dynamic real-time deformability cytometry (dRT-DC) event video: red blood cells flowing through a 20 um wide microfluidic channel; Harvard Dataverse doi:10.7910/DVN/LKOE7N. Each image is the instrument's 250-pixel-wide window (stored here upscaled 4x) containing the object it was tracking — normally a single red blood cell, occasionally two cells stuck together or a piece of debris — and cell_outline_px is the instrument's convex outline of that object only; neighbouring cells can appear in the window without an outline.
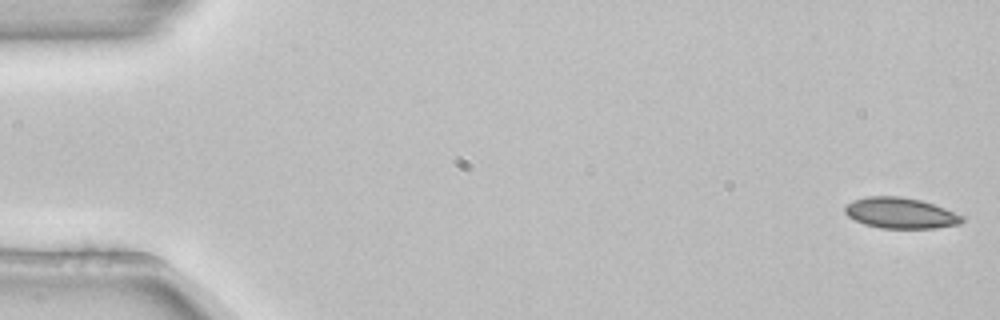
{"species": "common noctule bat (a hibernating species)", "species_latin": "Nyctalus noctula", "temperature_condition": "room temperature", "stored_images_in_passage": 6, "camera_frame_rate_fps": 3000, "um_per_image_px": 0.085, "animal": {"sex": "female", "body_mass_g": 22.7, "forearm_length_mm": 54.2}, "frame": {"image": 1, "passage_image": 1, "time_ms": 0.0, "image_size_px": [1000, 320], "cell_outline_px": [[964, 220], [960, 224], [936, 228], [880, 228], [864, 224], [848, 216], [844, 212], [844, 208], [848, 204], [856, 200], [868, 196], [900, 196], [920, 200], [944, 208], [964, 216]], "centroid_in_image_um": [76.56, 18.12], "position_along_channel_um": 8.4, "area_um2": 20.87}}
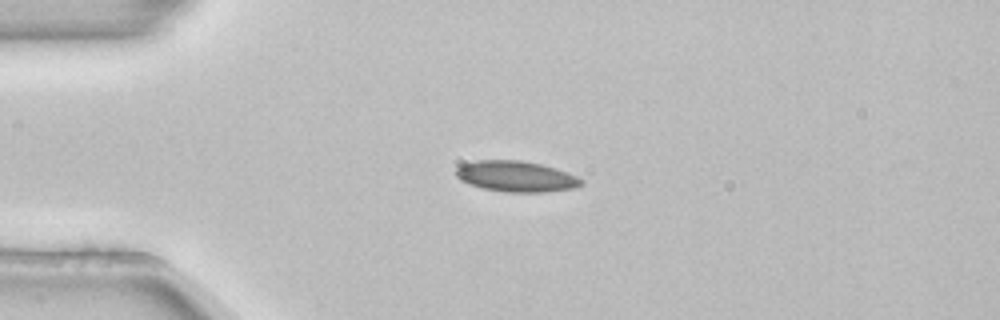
{"frame": {"image": 2, "passage_image": 4, "time_ms": 1.0, "image_size_px": [1000, 320], "cell_outline_px": [[584, 184], [572, 188], [544, 192], [504, 192], [484, 188], [468, 184], [460, 180], [456, 176], [456, 168], [464, 164], [476, 160], [520, 160], [540, 164], [556, 168], [576, 176], [584, 180]], "centroid_in_image_um": [43.86, 14.99], "position_along_channel_um": 41.1, "area_um2": 22.43}}
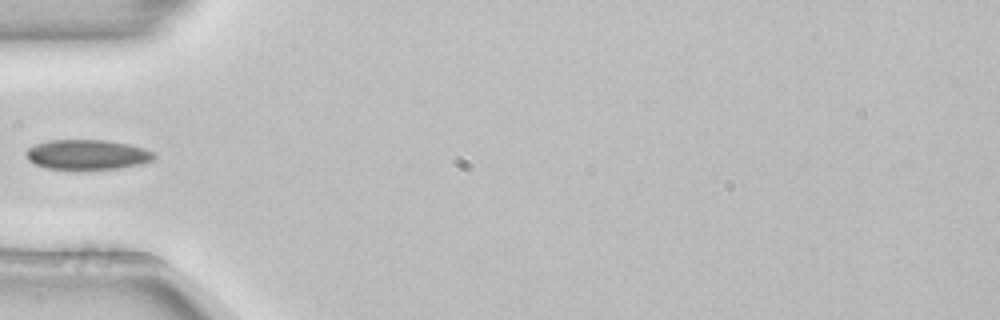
{"frame": {"image": 3, "passage_image": 5, "time_ms": 1.333, "image_size_px": [1000, 320], "cell_outline_px": [[156, 156], [152, 160], [144, 164], [116, 168], [48, 168], [36, 164], [28, 160], [24, 152], [28, 148], [36, 144], [48, 140], [108, 140], [128, 144], [144, 148], [156, 152]], "centroid_in_image_um": [7.45, 13.12], "position_along_channel_um": 77.6, "area_um2": 22.14}}